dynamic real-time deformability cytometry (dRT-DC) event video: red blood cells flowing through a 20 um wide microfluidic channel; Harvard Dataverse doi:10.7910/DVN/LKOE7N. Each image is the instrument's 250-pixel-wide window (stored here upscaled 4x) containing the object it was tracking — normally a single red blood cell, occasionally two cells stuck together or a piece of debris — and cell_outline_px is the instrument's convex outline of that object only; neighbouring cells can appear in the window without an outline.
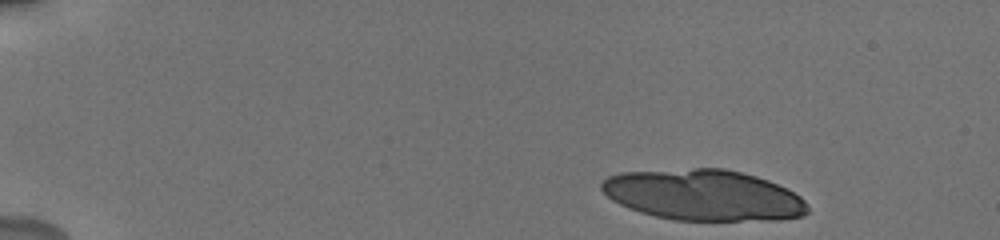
{"species": "human", "species_latin": "Homo sapiens", "temperature_condition": "cold", "stored_images_in_passage": 17, "camera_frame_rate_fps": 3000, "um_per_image_px": 0.085, "donor": {"sex": "male"}, "frame": {"image": 1, "passage_image": 1, "time_ms": 0.0, "image_size_px": [1000, 240], "cell_outline_px": [[808, 212], [804, 216], [780, 220], [672, 220], [640, 212], [628, 208], [612, 200], [600, 188], [600, 184], [608, 176], [620, 172], [692, 168], [724, 168], [756, 176], [768, 180], [800, 196], [804, 200], [808, 208]], "centroid_in_image_um": [59.78, 16.58], "position_along_channel_um": 25.2, "area_um2": 61.15}}